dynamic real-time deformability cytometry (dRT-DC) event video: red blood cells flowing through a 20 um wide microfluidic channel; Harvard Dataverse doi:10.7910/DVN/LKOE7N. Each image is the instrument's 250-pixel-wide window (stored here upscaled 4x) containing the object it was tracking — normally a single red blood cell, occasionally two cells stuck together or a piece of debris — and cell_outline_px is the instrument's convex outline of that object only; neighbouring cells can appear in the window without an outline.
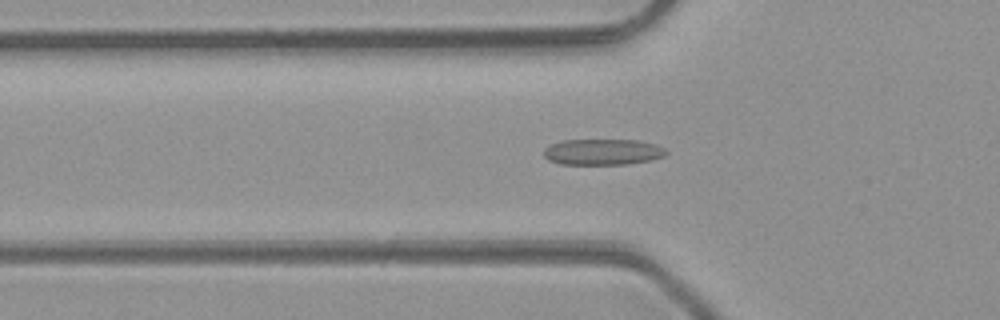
{"species": "common noctule bat (a hibernating species)", "species_latin": "Nyctalus noctula", "temperature_condition": "room temperature", "stored_images_in_passage": 49, "camera_frame_rate_fps": 3000, "um_per_image_px": 0.085, "animal": {"sex": "male", "body_mass_g": 23.1, "forearm_length_mm": 52.7}, "frame": {"image": 1, "passage_image": 17, "time_ms": 5.333, "image_size_px": [1000, 320], "cell_outline_px": [[668, 152], [664, 156], [652, 160], [628, 164], [560, 164], [548, 160], [544, 156], [544, 148], [548, 144], [560, 140], [640, 140], [656, 144], [664, 148]], "centroid_in_image_um": [51.22, 12.91], "position_along_channel_um": 74.6, "area_um2": 18.79}}
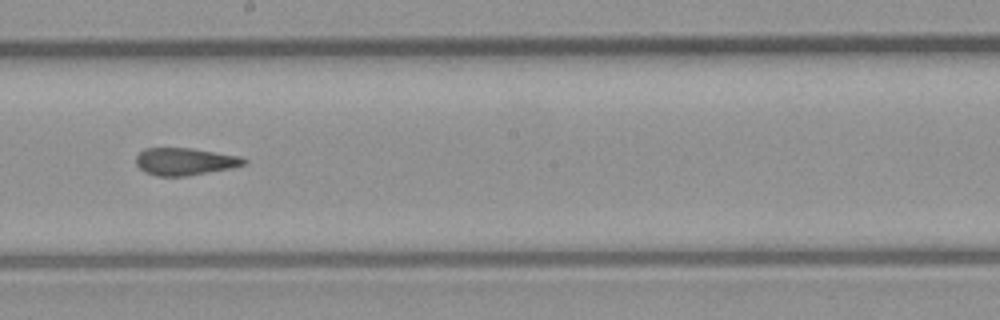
{"frame": {"image": 2, "passage_image": 28, "time_ms": 9.0, "image_size_px": [1000, 320], "cell_outline_px": [[248, 164], [232, 168], [188, 176], [156, 176], [144, 172], [136, 164], [136, 156], [144, 148], [192, 148], [240, 156], [248, 160]], "centroid_in_image_um": [15.74, 13.73], "position_along_channel_um": 232.5, "area_um2": 17.4}}
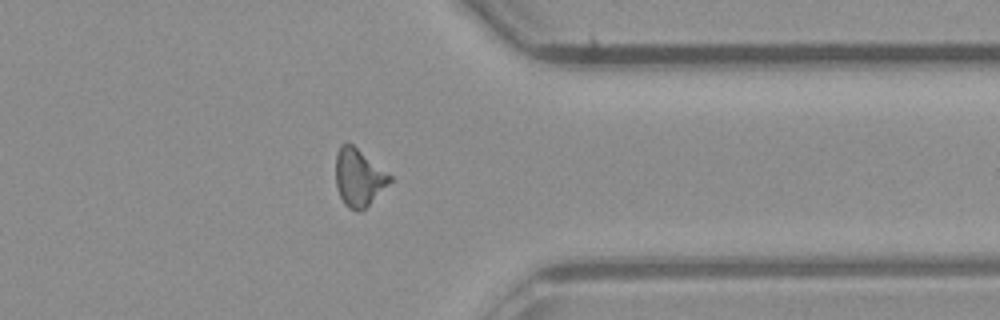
{"frame": {"image": 3, "passage_image": 39, "time_ms": 12.667, "image_size_px": [1000, 320], "cell_outline_px": [[392, 180], [364, 208], [356, 212], [348, 208], [344, 204], [336, 188], [336, 152], [340, 144], [352, 144], [392, 176]], "centroid_in_image_um": [30.46, 15.09], "position_along_channel_um": 380.9, "area_um2": 17.8}, "authors_computed_cell_mechanics": {"area_um2": 17.8024, "velocity_mm_per_s": 4.2754, "shape_relaxation_time_tau1_ms": null, "shape_relaxation_time_tau2_ms": 2.1876, "deformation_change_tau1": null, "deformation_change_tau2": 0.1188}}